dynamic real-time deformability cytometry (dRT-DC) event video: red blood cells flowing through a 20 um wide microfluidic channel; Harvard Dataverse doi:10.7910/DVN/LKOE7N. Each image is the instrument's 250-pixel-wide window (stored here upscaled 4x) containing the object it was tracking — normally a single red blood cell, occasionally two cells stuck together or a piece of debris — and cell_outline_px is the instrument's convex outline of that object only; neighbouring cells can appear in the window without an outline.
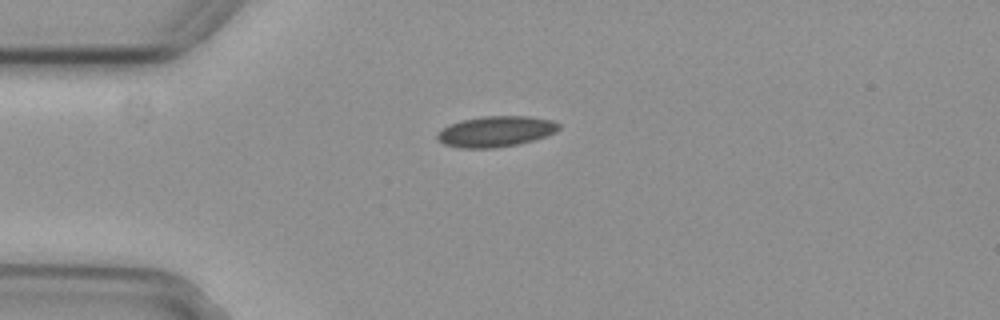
{"species": "common noctule bat (a hibernating species)", "species_latin": "Nyctalus noctula", "temperature_condition": "cold", "stored_images_in_passage": 6, "camera_frame_rate_fps": 3000, "um_per_image_px": 0.085, "animal": {"sex": "female", "body_mass_g": 29.2, "forearm_length_mm": 56.3}, "frame": {"image": 1, "passage_image": 1, "time_ms": 0.0, "image_size_px": [1000, 320], "cell_outline_px": [[560, 128], [556, 132], [532, 140], [516, 144], [496, 148], [460, 148], [444, 144], [436, 140], [436, 132], [448, 124], [460, 120], [480, 116], [528, 116], [552, 120], [560, 124]], "centroid_in_image_um": [42.08, 11.16], "position_along_channel_um": 42.9, "area_um2": 21.96}}
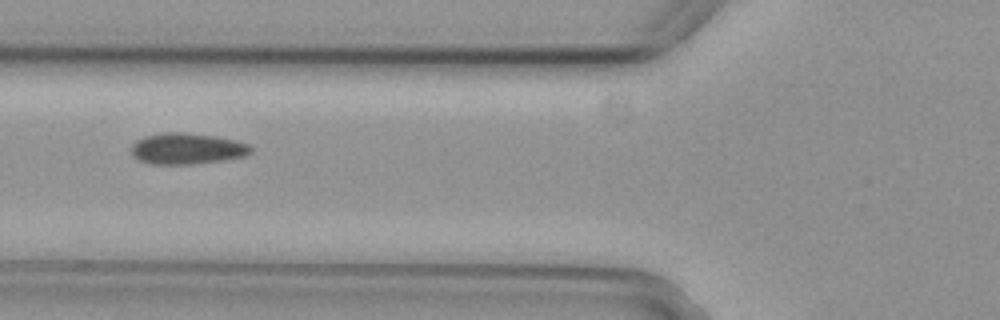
{"frame": {"image": 2, "passage_image": 3, "time_ms": 0.667, "image_size_px": [1000, 320], "cell_outline_px": [[252, 152], [244, 156], [224, 160], [192, 164], [148, 164], [132, 156], [132, 144], [136, 140], [144, 136], [160, 132], [184, 132], [216, 136], [236, 140], [248, 144], [252, 148]], "centroid_in_image_um": [15.88, 12.63], "position_along_channel_um": 109.9, "area_um2": 21.91}}
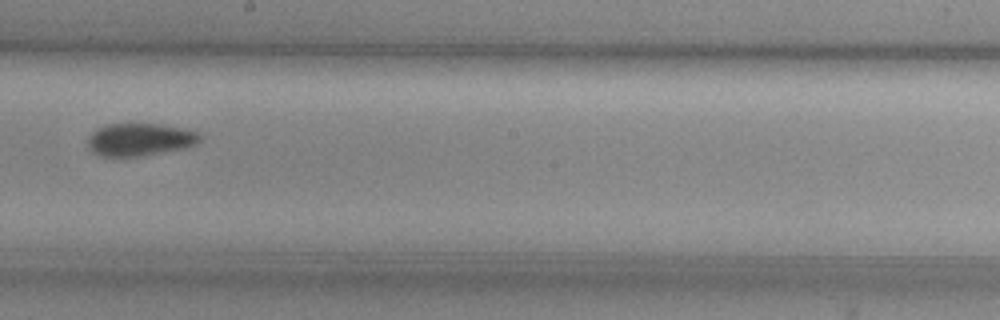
{"frame": {"image": 3, "passage_image": 6, "time_ms": 1.667, "image_size_px": [1000, 320], "cell_outline_px": [[200, 140], [196, 144], [184, 148], [120, 160], [100, 156], [92, 152], [88, 148], [88, 136], [96, 128], [108, 124], [160, 124], [184, 128], [196, 132], [200, 136]], "centroid_in_image_um": [11.81, 11.9], "position_along_channel_um": 236.4, "area_um2": 21.91}}